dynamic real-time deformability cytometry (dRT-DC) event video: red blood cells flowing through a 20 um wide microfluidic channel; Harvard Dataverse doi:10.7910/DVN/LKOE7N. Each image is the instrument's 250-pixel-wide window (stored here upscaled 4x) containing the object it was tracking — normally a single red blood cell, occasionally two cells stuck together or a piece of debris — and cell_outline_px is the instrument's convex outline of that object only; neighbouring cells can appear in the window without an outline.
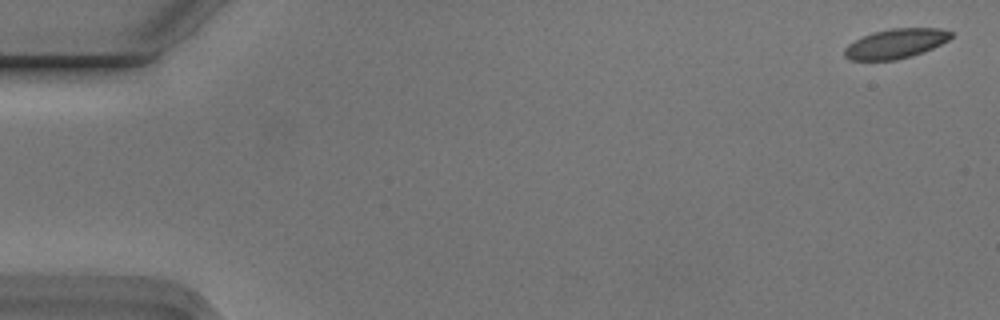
{"species": "Egyptian fruit bat (a non-hibernating species)", "species_latin": "Rousettus aegyptiacus", "temperature_condition": "cold", "stored_images_in_passage": 4, "camera_frame_rate_fps": 3000, "um_per_image_px": 0.085, "animal": {"sex": "male"}, "frame": {"image": 1, "passage_image": 1, "time_ms": 0.0, "image_size_px": [1000, 320], "cell_outline_px": [[952, 36], [948, 40], [924, 52], [912, 56], [896, 60], [848, 60], [844, 56], [844, 48], [848, 44], [872, 32], [892, 28], [940, 28], [952, 32]], "centroid_in_image_um": [76.12, 3.71], "position_along_channel_um": 8.9, "area_um2": 18.38}}